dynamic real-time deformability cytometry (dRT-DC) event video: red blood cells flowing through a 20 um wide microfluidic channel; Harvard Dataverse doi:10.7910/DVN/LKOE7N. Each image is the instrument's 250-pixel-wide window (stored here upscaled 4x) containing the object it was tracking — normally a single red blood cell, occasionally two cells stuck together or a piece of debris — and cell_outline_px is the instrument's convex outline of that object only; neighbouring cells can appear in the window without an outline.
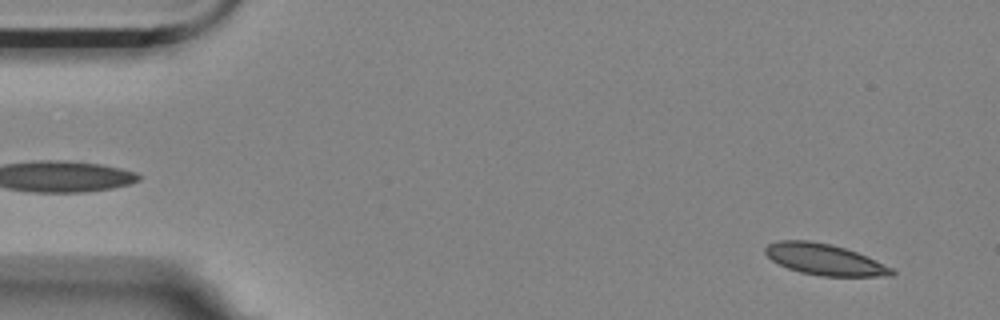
{"species": "Egyptian fruit bat (a non-hibernating species)", "species_latin": "Rousettus aegyptiacus", "temperature_condition": "room temperature", "stored_images_in_passage": 55, "camera_frame_rate_fps": 3000, "um_per_image_px": 0.085, "animal": {"sex": "female"}, "frame": {"image": 1, "passage_image": 3, "time_ms": 0.667, "image_size_px": [1000, 320], "cell_outline_px": [[896, 272], [892, 276], [820, 276], [800, 272], [788, 268], [772, 260], [764, 252], [764, 248], [768, 244], [780, 240], [808, 240], [832, 244], [856, 252], [892, 268]], "centroid_in_image_um": [70.06, 22.05], "position_along_channel_um": 14.9, "area_um2": 22.77}}
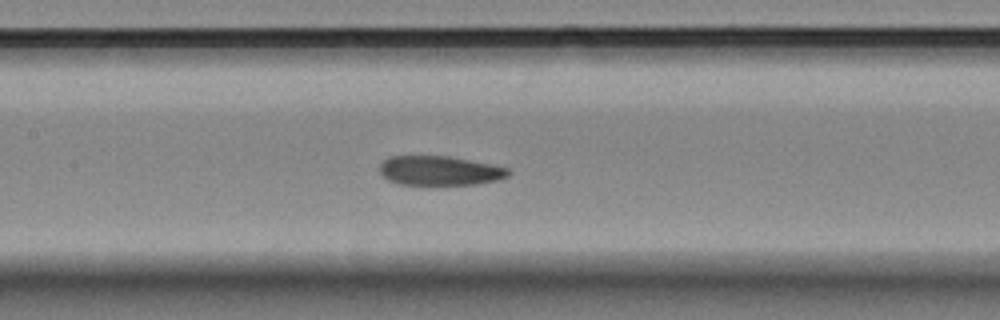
{"frame": {"image": 2, "passage_image": 25, "time_ms": 8.0, "image_size_px": [1000, 320], "cell_outline_px": [[512, 172], [508, 176], [500, 180], [476, 184], [400, 184], [388, 180], [380, 172], [380, 164], [388, 156], [448, 156], [492, 164], [508, 168]], "centroid_in_image_um": [37.41, 14.5], "position_along_channel_um": 170.0, "area_um2": 22.02}}
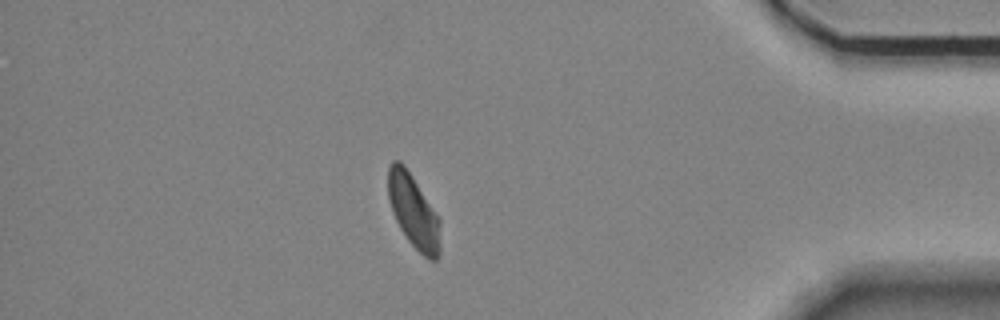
{"frame": {"image": 3, "passage_image": 48, "time_ms": 15.667, "image_size_px": [1000, 320], "cell_outline_px": [[440, 252], [436, 260], [428, 260], [408, 240], [400, 228], [392, 212], [388, 200], [388, 168], [392, 160], [400, 160], [404, 164], [440, 220]], "centroid_in_image_um": [35.13, 17.96], "position_along_channel_um": 400.1, "area_um2": 22.14}, "authors_computed_cell_mechanics": {"area_um2": 23.0044, "velocity_mm_per_s": 3.4967, "shape_relaxation_time_tau1_ms": null, "shape_relaxation_time_tau2_ms": 3.6418, "deformation_change_tau1": null, "deformation_change_tau2": 0.071}}